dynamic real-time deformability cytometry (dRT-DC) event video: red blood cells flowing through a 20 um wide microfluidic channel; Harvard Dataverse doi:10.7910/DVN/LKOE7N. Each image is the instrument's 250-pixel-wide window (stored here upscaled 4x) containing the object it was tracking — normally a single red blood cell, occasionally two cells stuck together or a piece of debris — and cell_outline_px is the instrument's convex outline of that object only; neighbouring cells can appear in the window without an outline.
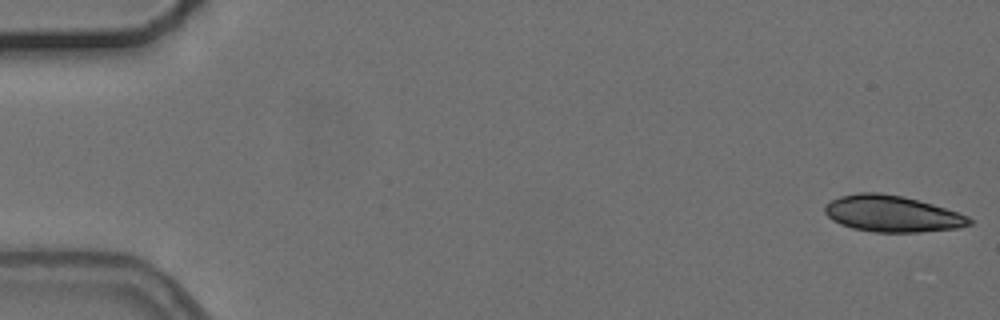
{"species": "common noctule bat (a hibernating species)", "species_latin": "Nyctalus noctula", "temperature_condition": "cold", "stored_images_in_passage": 6, "camera_frame_rate_fps": 3000, "um_per_image_px": 0.085, "animal": {"sex": "female", "body_mass_g": 24.6, "forearm_length_mm": 56.2}, "frame": {"image": 1, "passage_image": 1, "time_ms": 0.0, "image_size_px": [1000, 320], "cell_outline_px": [[972, 224], [960, 228], [920, 232], [876, 232], [852, 228], [840, 224], [832, 220], [824, 212], [824, 204], [840, 196], [860, 192], [880, 192], [904, 196], [932, 204], [968, 216], [972, 220]], "centroid_in_image_um": [75.81, 18.17], "position_along_channel_um": 9.2, "area_um2": 30.69}}
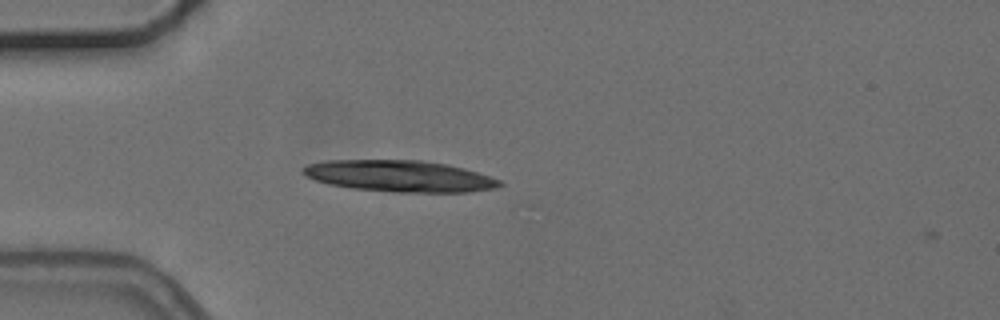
{"frame": {"image": 2, "passage_image": 5, "time_ms": 4.667, "image_size_px": [1000, 320], "cell_outline_px": [[504, 184], [496, 188], [468, 192], [396, 192], [352, 188], [328, 184], [316, 180], [308, 176], [304, 172], [304, 168], [308, 164], [328, 160], [420, 160], [448, 164], [464, 168], [500, 180]], "centroid_in_image_um": [34.0, 14.97], "position_along_channel_um": 51.0, "area_um2": 35.78}}